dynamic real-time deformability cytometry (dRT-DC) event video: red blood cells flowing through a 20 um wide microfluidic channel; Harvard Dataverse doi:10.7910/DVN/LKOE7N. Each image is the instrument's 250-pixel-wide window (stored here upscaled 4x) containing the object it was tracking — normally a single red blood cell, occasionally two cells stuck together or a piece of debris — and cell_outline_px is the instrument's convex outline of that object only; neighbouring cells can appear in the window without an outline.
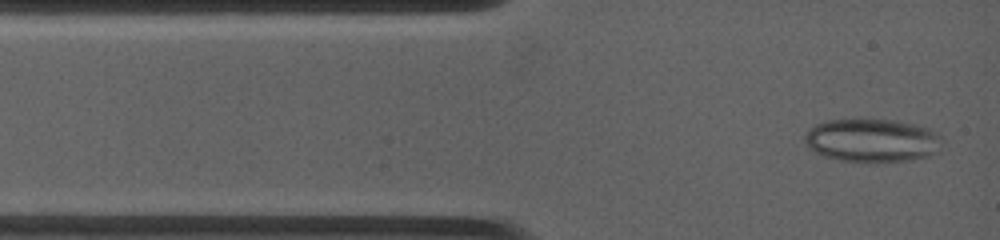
{"species": "common noctule bat (a hibernating species)", "species_latin": "Nyctalus noctula", "temperature_condition": "warm", "stored_images_in_passage": 4, "camera_frame_rate_fps": 4500, "um_per_image_px": 0.085, "animal": {"sex": "female", "body_mass_g": 19.0, "forearm_length_mm": 53.3}, "frame": {"image": 1, "passage_image": 1, "time_ms": 0.0, "image_size_px": [1000, 240], "cell_outline_px": [[940, 152], [928, 156], [908, 160], [840, 160], [824, 156], [808, 148], [804, 140], [804, 136], [816, 124], [824, 120], [856, 116], [896, 120], [916, 124], [928, 128], [936, 136]], "centroid_in_image_um": [74.04, 11.86], "position_along_channel_um": 11.0, "area_um2": 34.74}}
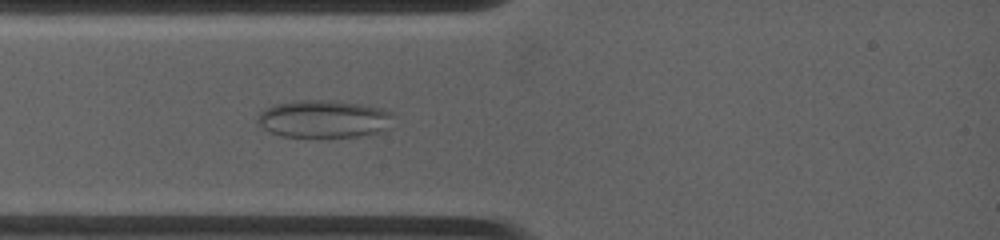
{"frame": {"image": 2, "passage_image": 4, "time_ms": 2.0, "image_size_px": [1000, 240], "cell_outline_px": [[392, 116], [384, 132], [368, 136], [320, 140], [280, 136], [268, 132], [256, 120], [256, 116], [260, 112], [276, 104], [300, 100], [332, 100], [384, 108], [392, 112]], "centroid_in_image_um": [27.53, 10.18], "position_along_channel_um": 57.5, "area_um2": 30.92}}